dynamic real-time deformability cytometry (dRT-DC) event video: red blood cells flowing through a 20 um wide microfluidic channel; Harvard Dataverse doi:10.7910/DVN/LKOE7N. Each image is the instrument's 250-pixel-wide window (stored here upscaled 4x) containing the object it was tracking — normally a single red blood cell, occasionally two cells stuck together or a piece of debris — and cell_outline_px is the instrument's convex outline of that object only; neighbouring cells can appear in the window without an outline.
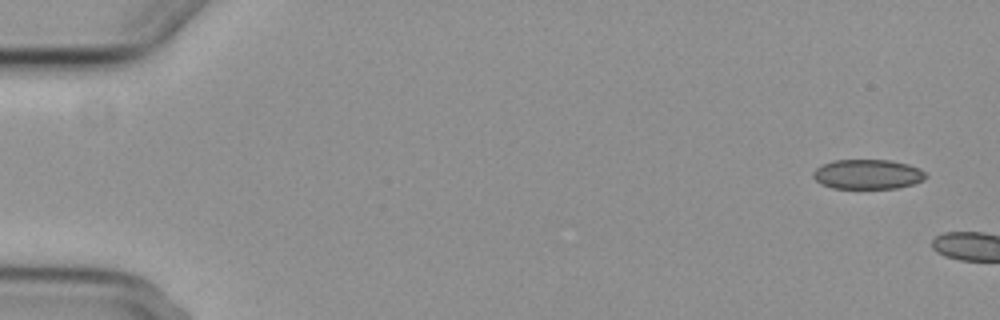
{"species": "common noctule bat (a hibernating species)", "species_latin": "Nyctalus noctula", "temperature_condition": "cold", "stored_images_in_passage": 2, "camera_frame_rate_fps": 3000, "um_per_image_px": 0.085, "animal": {"sex": "female", "body_mass_g": 29.2, "forearm_length_mm": 56.3}, "frame": {"image": 1, "passage_image": 1, "time_ms": 0.0, "image_size_px": [1000, 320], "cell_outline_px": [[928, 176], [924, 180], [912, 184], [896, 188], [832, 188], [820, 184], [812, 176], [812, 172], [816, 168], [832, 160], [892, 160], [908, 164], [920, 168]], "centroid_in_image_um": [73.75, 14.81], "position_along_channel_um": 11.3, "area_um2": 19.59}}